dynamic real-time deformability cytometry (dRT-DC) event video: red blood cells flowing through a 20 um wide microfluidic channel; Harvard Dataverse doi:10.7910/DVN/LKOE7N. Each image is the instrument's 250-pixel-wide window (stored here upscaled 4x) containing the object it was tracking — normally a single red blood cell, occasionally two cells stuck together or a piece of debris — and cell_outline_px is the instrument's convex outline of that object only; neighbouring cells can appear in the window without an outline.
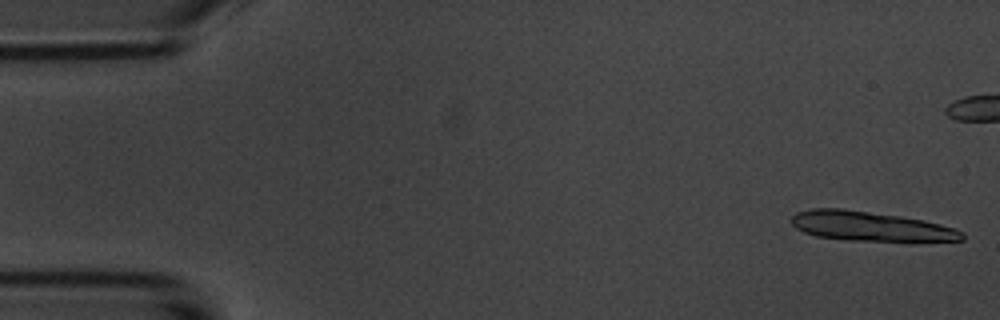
{"species": "common noctule bat (a hibernating species)", "species_latin": "Nyctalus noctula", "temperature_condition": "room temperature", "stored_images_in_passage": 6, "segment_of_instrument_passage": [1, 2], "camera_frame_rate_fps": 3000, "um_per_image_px": 0.085, "animal": {"sex": "male", "body_mass_g": 20.1, "forearm_length_mm": 53.5}, "frame": {"image": 1, "passage_image": 1, "time_ms": 0.0, "image_size_px": [1000, 320], "cell_outline_px": [[964, 240], [912, 244], [848, 240], [816, 236], [804, 232], [796, 228], [792, 224], [792, 216], [796, 212], [812, 208], [844, 208], [900, 216], [924, 220], [956, 228], [964, 232]], "centroid_in_image_um": [74.12, 19.28], "position_along_channel_um": 10.9, "area_um2": 30.75}}